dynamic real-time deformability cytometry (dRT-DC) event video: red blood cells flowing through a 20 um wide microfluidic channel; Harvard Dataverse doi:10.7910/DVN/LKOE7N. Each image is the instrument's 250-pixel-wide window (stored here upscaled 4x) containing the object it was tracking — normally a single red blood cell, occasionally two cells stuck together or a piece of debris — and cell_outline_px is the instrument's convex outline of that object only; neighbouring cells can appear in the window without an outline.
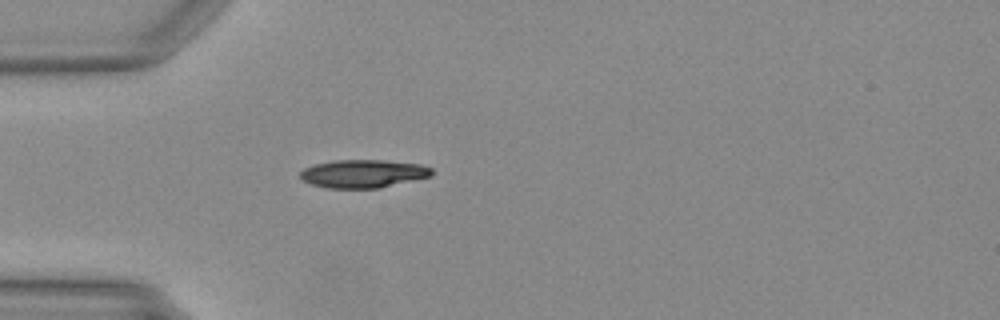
{"species": "Egyptian fruit bat (a non-hibernating species)", "species_latin": "Rousettus aegyptiacus", "temperature_condition": "warm", "stored_images_in_passage": 14, "camera_frame_rate_fps": 3000, "um_per_image_px": 0.085, "animal": {"sex": "female"}, "frame": {"image": 1, "passage_image": 1, "time_ms": 0.0, "image_size_px": [1000, 320], "cell_outline_px": [[432, 176], [380, 188], [328, 188], [312, 184], [304, 180], [300, 176], [300, 172], [304, 168], [316, 164], [336, 160], [380, 160], [420, 164], [432, 168]], "centroid_in_image_um": [30.89, 14.76], "position_along_channel_um": 54.1, "area_um2": 21.39}}
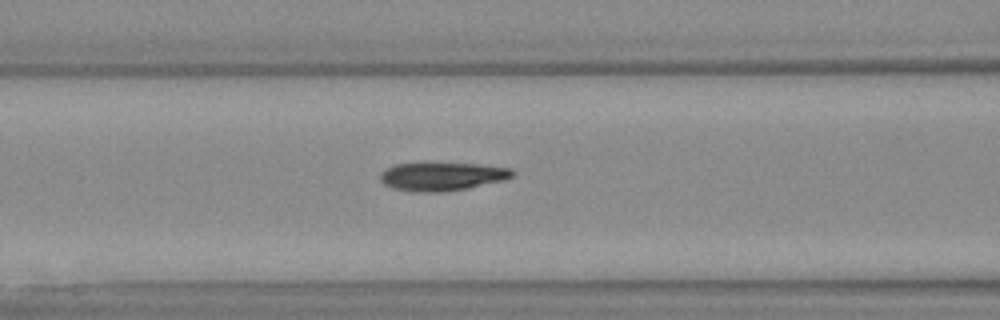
{"frame": {"image": 2, "passage_image": 7, "time_ms": 2.0, "image_size_px": [1000, 320], "cell_outline_px": [[512, 176], [504, 180], [468, 188], [440, 192], [420, 192], [396, 188], [384, 184], [380, 180], [380, 172], [396, 164], [476, 164], [512, 168]], "centroid_in_image_um": [37.58, 15.0], "position_along_channel_um": 129.0, "area_um2": 21.27}}
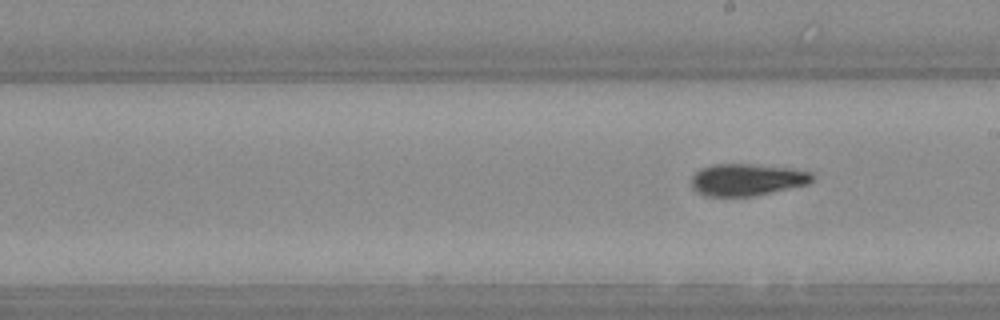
{"frame": {"image": 3, "passage_image": 14, "time_ms": 4.333, "image_size_px": [1000, 320], "cell_outline_px": [[812, 180], [808, 184], [752, 196], [704, 196], [696, 192], [692, 188], [692, 176], [696, 172], [712, 164], [752, 164], [788, 168], [812, 172]], "centroid_in_image_um": [63.46, 15.28], "position_along_channel_um": 225.5, "area_um2": 22.31}}